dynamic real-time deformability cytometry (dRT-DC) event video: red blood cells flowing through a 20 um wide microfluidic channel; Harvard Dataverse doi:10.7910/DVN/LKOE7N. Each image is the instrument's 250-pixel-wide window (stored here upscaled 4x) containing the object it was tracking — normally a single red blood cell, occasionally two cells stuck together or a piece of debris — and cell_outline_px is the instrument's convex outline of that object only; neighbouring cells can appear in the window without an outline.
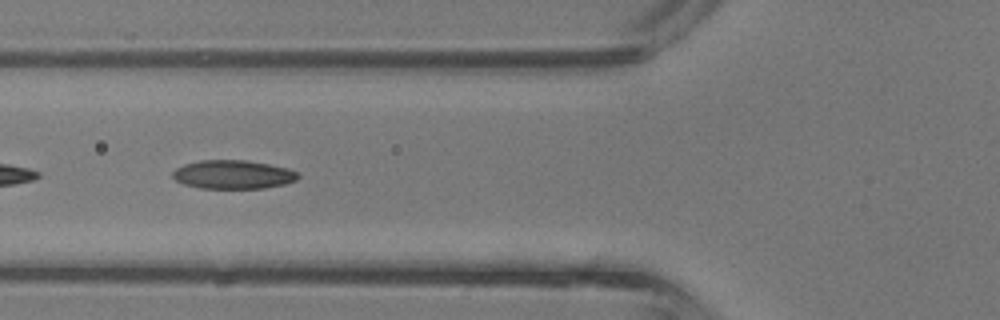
{"species": "common noctule bat (a hibernating species)", "species_latin": "Nyctalus noctula", "temperature_condition": "room temperature", "stored_images_in_passage": 22, "camera_frame_rate_fps": 3000, "um_per_image_px": 0.085, "animal": {"sex": "male", "body_mass_g": 13.3}, "frame": {"image": 1, "passage_image": 15, "time_ms": 4.667, "image_size_px": [1000, 320], "cell_outline_px": [[300, 176], [296, 180], [284, 184], [264, 188], [200, 188], [184, 184], [176, 180], [172, 176], [172, 172], [176, 168], [184, 164], [200, 160], [248, 160], [288, 168], [300, 172]], "centroid_in_image_um": [19.83, 14.83], "position_along_channel_um": 106.0, "area_um2": 21.04}}
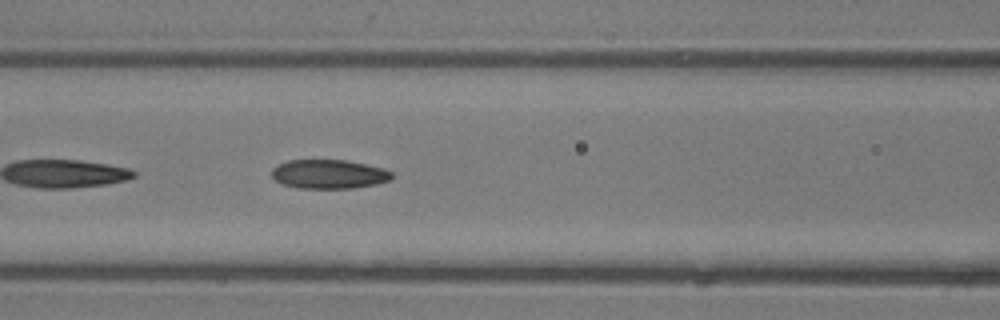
{"frame": {"image": 2, "passage_image": 17, "time_ms": 5.333, "image_size_px": [1000, 320], "cell_outline_px": [[392, 176], [388, 180], [376, 184], [352, 188], [300, 188], [280, 184], [272, 176], [272, 168], [288, 160], [348, 160], [384, 168], [392, 172]], "centroid_in_image_um": [27.95, 14.8], "position_along_channel_um": 138.7, "area_um2": 20.29}}
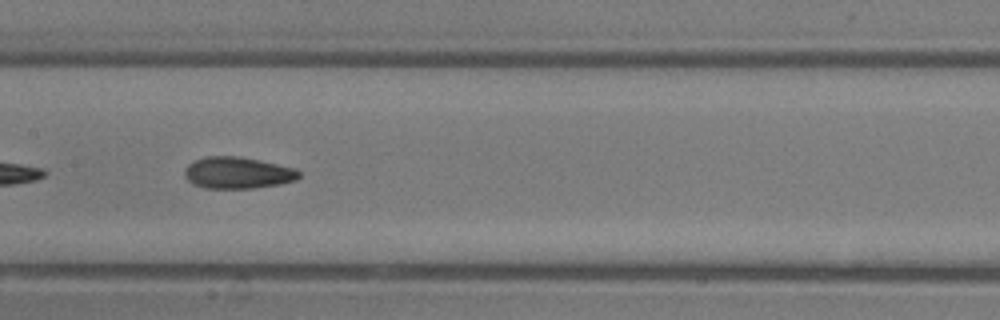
{"frame": {"image": 3, "passage_image": 20, "time_ms": 6.333, "image_size_px": [1000, 320], "cell_outline_px": [[300, 176], [296, 180], [280, 184], [252, 188], [204, 188], [192, 184], [184, 176], [184, 168], [192, 160], [204, 156], [240, 156], [260, 160], [296, 168], [300, 172]], "centroid_in_image_um": [20.17, 14.68], "position_along_channel_um": 187.2, "area_um2": 21.39}}